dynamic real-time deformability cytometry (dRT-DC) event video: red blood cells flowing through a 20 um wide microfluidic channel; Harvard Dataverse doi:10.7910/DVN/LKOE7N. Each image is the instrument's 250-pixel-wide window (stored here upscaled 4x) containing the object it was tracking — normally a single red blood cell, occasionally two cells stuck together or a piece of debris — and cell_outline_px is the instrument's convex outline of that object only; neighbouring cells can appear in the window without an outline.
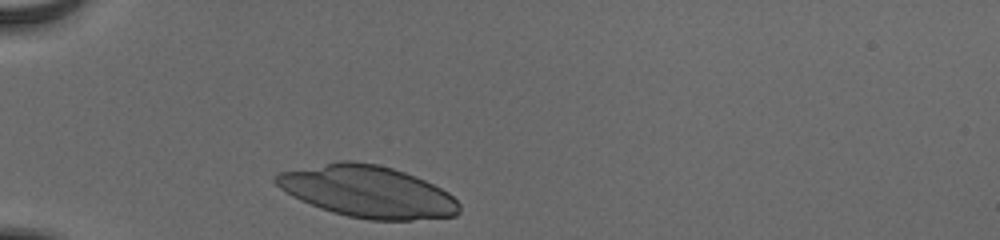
{"species": "human", "species_latin": "Homo sapiens", "temperature_condition": "cold", "stored_images_in_passage": 30, "camera_frame_rate_fps": 3000, "um_per_image_px": 0.085, "donor": {"sex": "male"}, "frame": {"image": 1, "passage_image": 1, "time_ms": 0.0, "image_size_px": [1000, 240], "cell_outline_px": [[460, 212], [456, 216], [412, 220], [368, 220], [348, 216], [332, 212], [320, 208], [300, 200], [292, 196], [280, 188], [272, 180], [280, 172], [340, 160], [352, 160], [376, 164], [392, 168], [416, 176], [448, 192], [460, 204]], "centroid_in_image_um": [31.25, 16.29], "position_along_channel_um": 53.8, "area_um2": 55.26}}
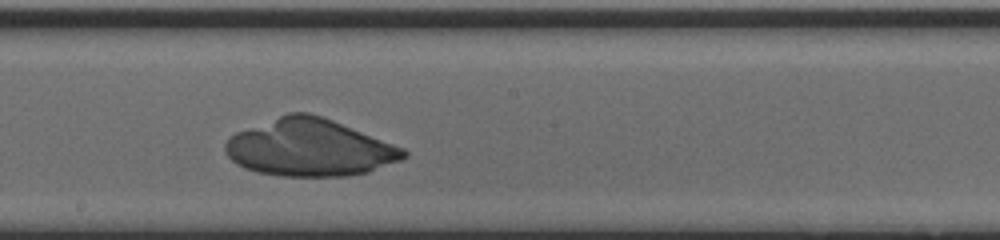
{"frame": {"image": 2, "passage_image": 16, "time_ms": 5.0, "image_size_px": [1000, 240], "cell_outline_px": [[408, 156], [400, 160], [368, 172], [348, 176], [280, 176], [256, 172], [244, 168], [236, 164], [228, 156], [224, 148], [224, 144], [236, 132], [288, 112], [308, 112], [324, 116], [404, 148], [408, 152]], "centroid_in_image_um": [26.32, 12.55], "position_along_channel_um": 221.9, "area_um2": 59.48}}
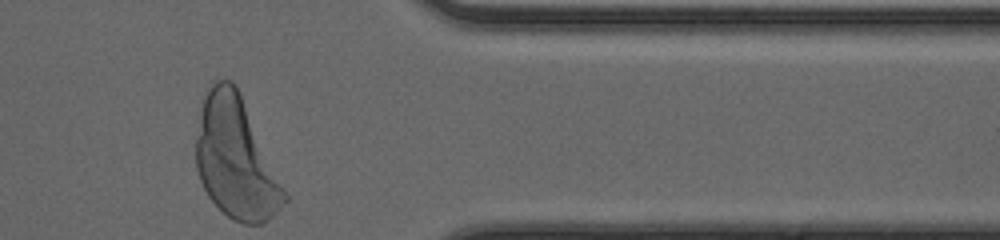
{"frame": {"image": 3, "passage_image": 30, "time_ms": 9.667, "image_size_px": [1000, 240], "cell_outline_px": [[288, 200], [268, 220], [260, 224], [244, 224], [232, 220], [208, 196], [200, 180], [196, 168], [196, 140], [200, 112], [204, 96], [212, 80], [232, 80], [240, 96], [288, 196]], "centroid_in_image_um": [20.01, 13.49], "position_along_channel_um": 391.4, "area_um2": 61.27}}